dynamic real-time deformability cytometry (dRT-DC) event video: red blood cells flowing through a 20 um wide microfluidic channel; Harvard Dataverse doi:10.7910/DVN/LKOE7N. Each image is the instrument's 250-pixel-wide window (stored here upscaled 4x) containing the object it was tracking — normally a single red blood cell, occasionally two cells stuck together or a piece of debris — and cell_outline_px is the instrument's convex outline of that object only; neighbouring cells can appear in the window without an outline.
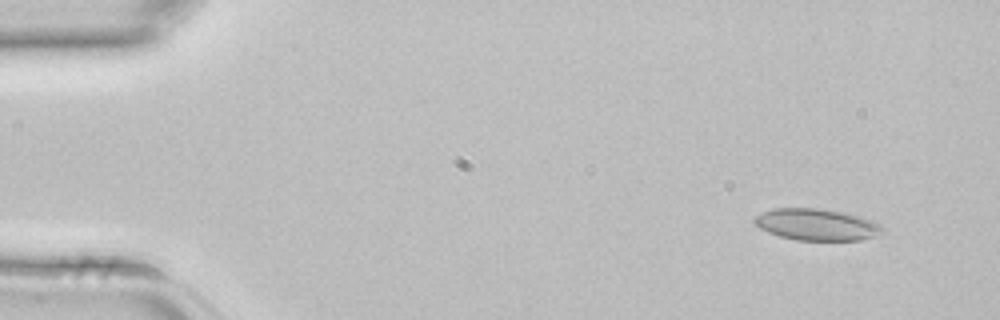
{"species": "common noctule bat (a hibernating species)", "species_latin": "Nyctalus noctula", "temperature_condition": "room temperature", "stored_images_in_passage": 3, "camera_frame_rate_fps": 3000, "um_per_image_px": 0.085, "animal": {"sex": "female", "body_mass_g": 22.7, "forearm_length_mm": 54.2}, "frame": {"image": 1, "passage_image": 1, "time_ms": 0.0, "image_size_px": [1000, 320], "cell_outline_px": [[888, 232], [860, 240], [796, 240], [780, 236], [768, 232], [760, 228], [752, 220], [756, 216], [772, 208], [816, 208], [840, 212], [860, 216], [880, 224]], "centroid_in_image_um": [69.44, 19.09], "position_along_channel_um": 15.6, "area_um2": 23.52}}
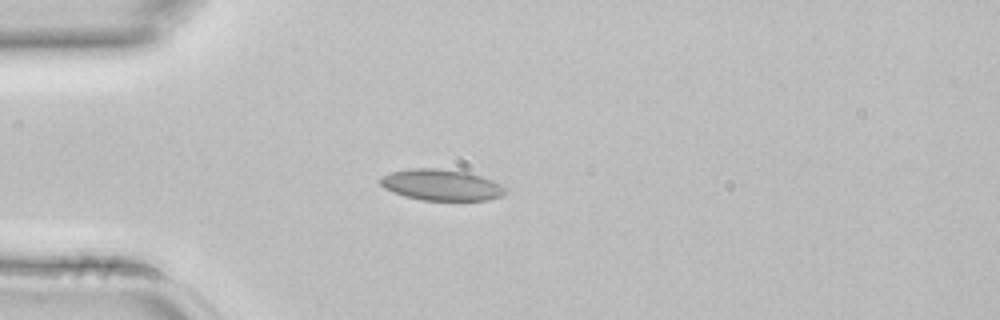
{"frame": {"image": 2, "passage_image": 3, "time_ms": 0.667, "image_size_px": [1000, 320], "cell_outline_px": [[508, 192], [500, 196], [488, 200], [420, 200], [404, 196], [384, 188], [380, 184], [380, 176], [388, 172], [412, 168], [436, 168], [468, 172], [492, 180], [500, 184]], "centroid_in_image_um": [37.48, 15.71], "position_along_channel_um": 47.5, "area_um2": 22.77}}